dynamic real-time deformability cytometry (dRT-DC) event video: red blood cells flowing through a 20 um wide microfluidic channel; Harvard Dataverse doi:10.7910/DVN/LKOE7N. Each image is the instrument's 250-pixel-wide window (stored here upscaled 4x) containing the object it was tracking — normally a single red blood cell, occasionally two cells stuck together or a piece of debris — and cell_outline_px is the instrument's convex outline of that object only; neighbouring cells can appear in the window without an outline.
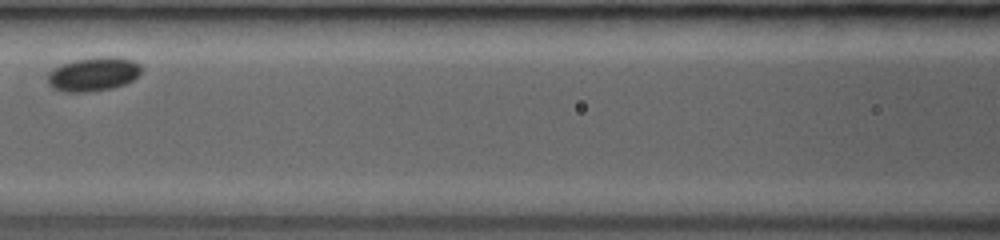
{"species": "common noctule bat (a hibernating species)", "species_latin": "Nyctalus noctula", "temperature_condition": "room temperature", "stored_images_in_passage": 4, "camera_frame_rate_fps": 3000, "um_per_image_px": 0.085, "animal": {"sex": "female", "body_mass_g": 19.0, "forearm_length_mm": 53.3}, "frame": {"image": 1, "passage_image": 3, "time_ms": 2.333, "image_size_px": [1000, 240], "cell_outline_px": [[144, 68], [132, 80], [124, 84], [112, 88], [88, 92], [64, 92], [52, 88], [48, 84], [48, 72], [52, 68], [60, 64], [72, 60], [100, 56], [116, 56], [136, 60]], "centroid_in_image_um": [7.93, 6.28], "position_along_channel_um": 158.7, "area_um2": 18.96}}
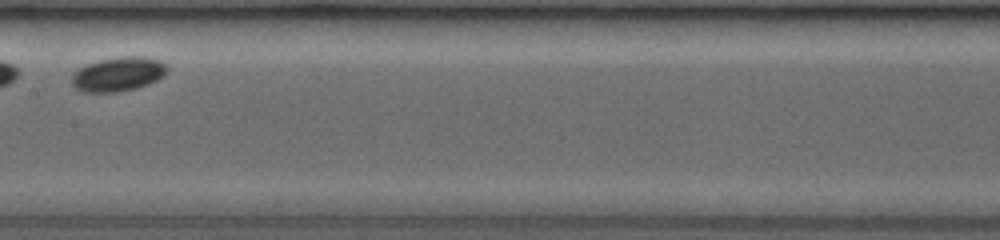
{"frame": {"image": 2, "passage_image": 4, "time_ms": 3.333, "image_size_px": [1000, 240], "cell_outline_px": [[168, 72], [164, 76], [148, 84], [136, 88], [116, 92], [84, 92], [76, 88], [72, 84], [72, 76], [80, 68], [88, 64], [100, 60], [120, 56], [140, 56], [160, 60], [168, 64]], "centroid_in_image_um": [10.1, 6.29], "position_along_channel_um": 197.3, "area_um2": 19.02}}